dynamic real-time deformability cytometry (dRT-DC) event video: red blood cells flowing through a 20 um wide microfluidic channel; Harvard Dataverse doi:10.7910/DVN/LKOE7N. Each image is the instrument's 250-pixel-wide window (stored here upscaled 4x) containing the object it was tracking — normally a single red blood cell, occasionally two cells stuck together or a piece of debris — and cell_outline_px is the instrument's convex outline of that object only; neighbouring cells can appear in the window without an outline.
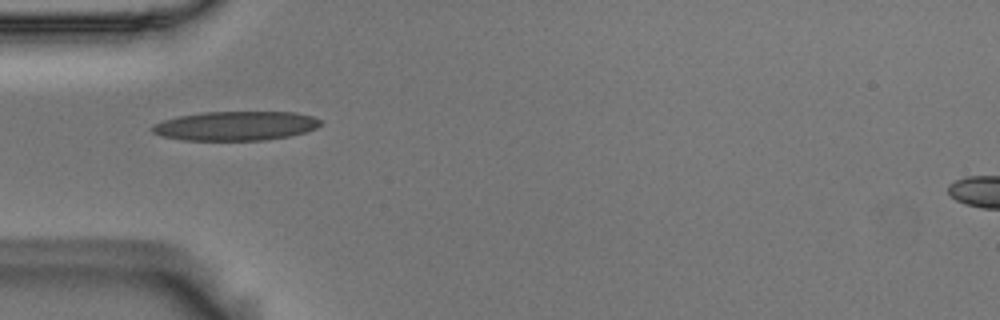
{"species": "Egyptian fruit bat (a non-hibernating species)", "species_latin": "Rousettus aegyptiacus", "temperature_condition": "room temperature", "stored_images_in_passage": 2, "camera_frame_rate_fps": 3000, "um_per_image_px": 0.085, "animal": {"sex": "male"}, "frame": {"image": 1, "passage_image": 2, "time_ms": 0.333, "image_size_px": [1000, 320], "cell_outline_px": [[320, 124], [316, 128], [304, 132], [288, 136], [264, 140], [184, 140], [160, 136], [152, 132], [148, 128], [152, 124], [176, 116], [200, 112], [296, 112], [312, 116], [320, 120]], "centroid_in_image_um": [19.95, 10.69], "position_along_channel_um": 65.0, "area_um2": 28.78}}